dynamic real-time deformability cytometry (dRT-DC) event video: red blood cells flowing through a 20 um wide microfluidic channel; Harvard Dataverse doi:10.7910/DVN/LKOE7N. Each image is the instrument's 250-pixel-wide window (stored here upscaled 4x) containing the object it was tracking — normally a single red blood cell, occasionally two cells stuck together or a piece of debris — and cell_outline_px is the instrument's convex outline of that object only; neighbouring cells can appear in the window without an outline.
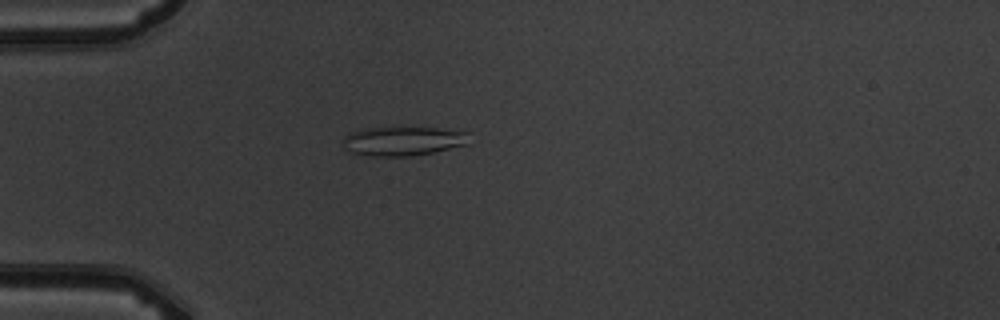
{"species": "common noctule bat (a hibernating species)", "species_latin": "Nyctalus noctula", "temperature_condition": "warm", "stored_images_in_passage": 1, "camera_frame_rate_fps": 3000, "um_per_image_px": 0.085, "animal": {"sex": "male", "body_mass_g": 19.5, "forearm_length_mm": 54.6}, "frame": {"image": 1, "passage_image": 1, "time_ms": 0.0, "image_size_px": [1000, 320], "cell_outline_px": [[468, 144], [432, 152], [412, 156], [368, 156], [352, 152], [344, 148], [344, 136], [348, 132], [364, 128], [436, 128], [468, 132]], "centroid_in_image_um": [34.22, 11.99], "position_along_channel_um": 50.8, "area_um2": 21.27}}